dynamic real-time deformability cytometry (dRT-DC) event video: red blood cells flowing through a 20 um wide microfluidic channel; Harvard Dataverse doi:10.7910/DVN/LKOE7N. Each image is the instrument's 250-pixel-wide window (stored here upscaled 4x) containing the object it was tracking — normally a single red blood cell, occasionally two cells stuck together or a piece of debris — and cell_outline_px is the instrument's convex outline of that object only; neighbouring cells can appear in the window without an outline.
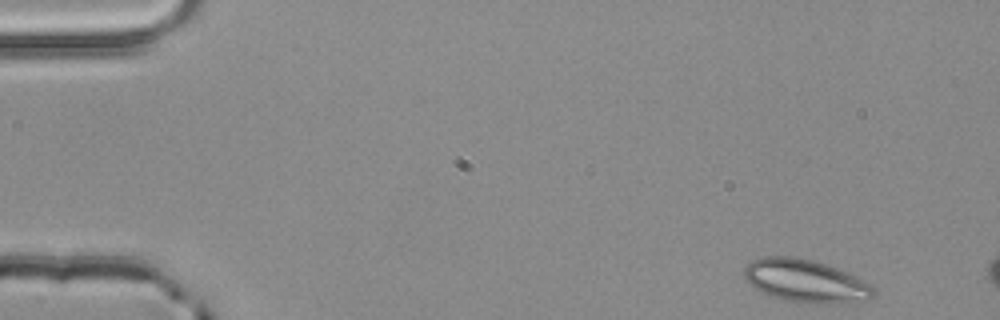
{"species": "common noctule bat (a hibernating species)", "species_latin": "Nyctalus noctula", "temperature_condition": "room temperature", "stored_images_in_passage": 3, "camera_frame_rate_fps": 3000, "um_per_image_px": 0.085, "animal": {"sex": "male", "body_mass_g": 20.4}, "frame": {"image": 1, "passage_image": 1, "time_ms": 0.0, "image_size_px": [1000, 320], "cell_outline_px": [[876, 292], [868, 300], [832, 304], [816, 304], [784, 300], [760, 292], [744, 276], [744, 268], [752, 260], [764, 256], [792, 256], [812, 260], [836, 268], [872, 284], [876, 288]], "centroid_in_image_um": [68.5, 23.89], "position_along_channel_um": 16.5, "area_um2": 32.25}}